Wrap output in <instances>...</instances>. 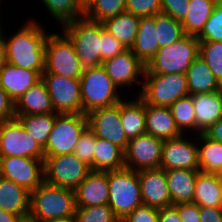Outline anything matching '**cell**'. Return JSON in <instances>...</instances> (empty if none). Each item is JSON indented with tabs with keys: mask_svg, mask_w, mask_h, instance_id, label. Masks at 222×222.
<instances>
[{
	"mask_svg": "<svg viewBox=\"0 0 222 222\" xmlns=\"http://www.w3.org/2000/svg\"><path fill=\"white\" fill-rule=\"evenodd\" d=\"M186 76L189 95L206 94L222 90V85L200 56L190 64Z\"/></svg>",
	"mask_w": 222,
	"mask_h": 222,
	"instance_id": "obj_27",
	"label": "cell"
},
{
	"mask_svg": "<svg viewBox=\"0 0 222 222\" xmlns=\"http://www.w3.org/2000/svg\"><path fill=\"white\" fill-rule=\"evenodd\" d=\"M197 39L199 41L222 42V0L215 3L212 14Z\"/></svg>",
	"mask_w": 222,
	"mask_h": 222,
	"instance_id": "obj_41",
	"label": "cell"
},
{
	"mask_svg": "<svg viewBox=\"0 0 222 222\" xmlns=\"http://www.w3.org/2000/svg\"><path fill=\"white\" fill-rule=\"evenodd\" d=\"M88 128L87 115L57 114L52 131L44 149V156L70 154L84 131Z\"/></svg>",
	"mask_w": 222,
	"mask_h": 222,
	"instance_id": "obj_8",
	"label": "cell"
},
{
	"mask_svg": "<svg viewBox=\"0 0 222 222\" xmlns=\"http://www.w3.org/2000/svg\"><path fill=\"white\" fill-rule=\"evenodd\" d=\"M120 118L128 140L146 133L145 102L139 96L135 101H120Z\"/></svg>",
	"mask_w": 222,
	"mask_h": 222,
	"instance_id": "obj_28",
	"label": "cell"
},
{
	"mask_svg": "<svg viewBox=\"0 0 222 222\" xmlns=\"http://www.w3.org/2000/svg\"><path fill=\"white\" fill-rule=\"evenodd\" d=\"M196 116V131L204 133L213 123L222 118V92L192 95Z\"/></svg>",
	"mask_w": 222,
	"mask_h": 222,
	"instance_id": "obj_23",
	"label": "cell"
},
{
	"mask_svg": "<svg viewBox=\"0 0 222 222\" xmlns=\"http://www.w3.org/2000/svg\"><path fill=\"white\" fill-rule=\"evenodd\" d=\"M198 56L199 40L186 34L171 45L160 48L146 64L144 74H186Z\"/></svg>",
	"mask_w": 222,
	"mask_h": 222,
	"instance_id": "obj_4",
	"label": "cell"
},
{
	"mask_svg": "<svg viewBox=\"0 0 222 222\" xmlns=\"http://www.w3.org/2000/svg\"><path fill=\"white\" fill-rule=\"evenodd\" d=\"M0 208L18 216L30 213V191L0 176Z\"/></svg>",
	"mask_w": 222,
	"mask_h": 222,
	"instance_id": "obj_25",
	"label": "cell"
},
{
	"mask_svg": "<svg viewBox=\"0 0 222 222\" xmlns=\"http://www.w3.org/2000/svg\"><path fill=\"white\" fill-rule=\"evenodd\" d=\"M109 207L121 221L142 205L138 172L122 168L108 171Z\"/></svg>",
	"mask_w": 222,
	"mask_h": 222,
	"instance_id": "obj_5",
	"label": "cell"
},
{
	"mask_svg": "<svg viewBox=\"0 0 222 222\" xmlns=\"http://www.w3.org/2000/svg\"><path fill=\"white\" fill-rule=\"evenodd\" d=\"M141 17L123 12L102 22L104 29L127 49L134 44Z\"/></svg>",
	"mask_w": 222,
	"mask_h": 222,
	"instance_id": "obj_29",
	"label": "cell"
},
{
	"mask_svg": "<svg viewBox=\"0 0 222 222\" xmlns=\"http://www.w3.org/2000/svg\"><path fill=\"white\" fill-rule=\"evenodd\" d=\"M74 222H120L109 205L76 208Z\"/></svg>",
	"mask_w": 222,
	"mask_h": 222,
	"instance_id": "obj_40",
	"label": "cell"
},
{
	"mask_svg": "<svg viewBox=\"0 0 222 222\" xmlns=\"http://www.w3.org/2000/svg\"><path fill=\"white\" fill-rule=\"evenodd\" d=\"M138 178L144 205L157 209L172 205L164 169L156 168L139 171Z\"/></svg>",
	"mask_w": 222,
	"mask_h": 222,
	"instance_id": "obj_18",
	"label": "cell"
},
{
	"mask_svg": "<svg viewBox=\"0 0 222 222\" xmlns=\"http://www.w3.org/2000/svg\"><path fill=\"white\" fill-rule=\"evenodd\" d=\"M82 70L79 58L70 39L64 34H50L45 45V70L43 73H53L73 79H80Z\"/></svg>",
	"mask_w": 222,
	"mask_h": 222,
	"instance_id": "obj_10",
	"label": "cell"
},
{
	"mask_svg": "<svg viewBox=\"0 0 222 222\" xmlns=\"http://www.w3.org/2000/svg\"><path fill=\"white\" fill-rule=\"evenodd\" d=\"M218 0H189V11L181 22L184 32L190 36H198L208 18L211 16Z\"/></svg>",
	"mask_w": 222,
	"mask_h": 222,
	"instance_id": "obj_32",
	"label": "cell"
},
{
	"mask_svg": "<svg viewBox=\"0 0 222 222\" xmlns=\"http://www.w3.org/2000/svg\"><path fill=\"white\" fill-rule=\"evenodd\" d=\"M126 12L139 17H149L161 13L160 0H126Z\"/></svg>",
	"mask_w": 222,
	"mask_h": 222,
	"instance_id": "obj_43",
	"label": "cell"
},
{
	"mask_svg": "<svg viewBox=\"0 0 222 222\" xmlns=\"http://www.w3.org/2000/svg\"><path fill=\"white\" fill-rule=\"evenodd\" d=\"M161 13L172 16L182 22L189 11V0H160Z\"/></svg>",
	"mask_w": 222,
	"mask_h": 222,
	"instance_id": "obj_45",
	"label": "cell"
},
{
	"mask_svg": "<svg viewBox=\"0 0 222 222\" xmlns=\"http://www.w3.org/2000/svg\"><path fill=\"white\" fill-rule=\"evenodd\" d=\"M200 222H222V208L200 207Z\"/></svg>",
	"mask_w": 222,
	"mask_h": 222,
	"instance_id": "obj_49",
	"label": "cell"
},
{
	"mask_svg": "<svg viewBox=\"0 0 222 222\" xmlns=\"http://www.w3.org/2000/svg\"><path fill=\"white\" fill-rule=\"evenodd\" d=\"M153 17L155 18L160 48L171 45L186 35L182 23L175 20L172 16L159 13Z\"/></svg>",
	"mask_w": 222,
	"mask_h": 222,
	"instance_id": "obj_36",
	"label": "cell"
},
{
	"mask_svg": "<svg viewBox=\"0 0 222 222\" xmlns=\"http://www.w3.org/2000/svg\"><path fill=\"white\" fill-rule=\"evenodd\" d=\"M169 108L178 129L182 133L188 128L196 130V116L192 95L177 99Z\"/></svg>",
	"mask_w": 222,
	"mask_h": 222,
	"instance_id": "obj_38",
	"label": "cell"
},
{
	"mask_svg": "<svg viewBox=\"0 0 222 222\" xmlns=\"http://www.w3.org/2000/svg\"><path fill=\"white\" fill-rule=\"evenodd\" d=\"M40 79L41 76L36 71L8 62L0 69V86L14 103Z\"/></svg>",
	"mask_w": 222,
	"mask_h": 222,
	"instance_id": "obj_20",
	"label": "cell"
},
{
	"mask_svg": "<svg viewBox=\"0 0 222 222\" xmlns=\"http://www.w3.org/2000/svg\"><path fill=\"white\" fill-rule=\"evenodd\" d=\"M91 171L74 153L44 156V181L54 186L75 190Z\"/></svg>",
	"mask_w": 222,
	"mask_h": 222,
	"instance_id": "obj_9",
	"label": "cell"
},
{
	"mask_svg": "<svg viewBox=\"0 0 222 222\" xmlns=\"http://www.w3.org/2000/svg\"><path fill=\"white\" fill-rule=\"evenodd\" d=\"M193 202L200 207L222 208V186L216 173L198 172Z\"/></svg>",
	"mask_w": 222,
	"mask_h": 222,
	"instance_id": "obj_30",
	"label": "cell"
},
{
	"mask_svg": "<svg viewBox=\"0 0 222 222\" xmlns=\"http://www.w3.org/2000/svg\"><path fill=\"white\" fill-rule=\"evenodd\" d=\"M39 222H74V221H39Z\"/></svg>",
	"mask_w": 222,
	"mask_h": 222,
	"instance_id": "obj_56",
	"label": "cell"
},
{
	"mask_svg": "<svg viewBox=\"0 0 222 222\" xmlns=\"http://www.w3.org/2000/svg\"><path fill=\"white\" fill-rule=\"evenodd\" d=\"M141 93L138 96L154 106L170 107L177 99L189 95L187 76L176 74H144Z\"/></svg>",
	"mask_w": 222,
	"mask_h": 222,
	"instance_id": "obj_7",
	"label": "cell"
},
{
	"mask_svg": "<svg viewBox=\"0 0 222 222\" xmlns=\"http://www.w3.org/2000/svg\"><path fill=\"white\" fill-rule=\"evenodd\" d=\"M102 66L117 87L132 86L136 80L143 84L137 76H144L146 65L130 49L104 61Z\"/></svg>",
	"mask_w": 222,
	"mask_h": 222,
	"instance_id": "obj_17",
	"label": "cell"
},
{
	"mask_svg": "<svg viewBox=\"0 0 222 222\" xmlns=\"http://www.w3.org/2000/svg\"><path fill=\"white\" fill-rule=\"evenodd\" d=\"M199 56L222 85V42L199 41Z\"/></svg>",
	"mask_w": 222,
	"mask_h": 222,
	"instance_id": "obj_39",
	"label": "cell"
},
{
	"mask_svg": "<svg viewBox=\"0 0 222 222\" xmlns=\"http://www.w3.org/2000/svg\"><path fill=\"white\" fill-rule=\"evenodd\" d=\"M15 117L20 120L27 134L30 135L42 148H44L55 123L56 113Z\"/></svg>",
	"mask_w": 222,
	"mask_h": 222,
	"instance_id": "obj_33",
	"label": "cell"
},
{
	"mask_svg": "<svg viewBox=\"0 0 222 222\" xmlns=\"http://www.w3.org/2000/svg\"><path fill=\"white\" fill-rule=\"evenodd\" d=\"M82 113L116 105L120 94L102 65L82 72L80 77Z\"/></svg>",
	"mask_w": 222,
	"mask_h": 222,
	"instance_id": "obj_6",
	"label": "cell"
},
{
	"mask_svg": "<svg viewBox=\"0 0 222 222\" xmlns=\"http://www.w3.org/2000/svg\"><path fill=\"white\" fill-rule=\"evenodd\" d=\"M162 144L163 140L148 133L129 140L124 151L125 167L136 172L160 168Z\"/></svg>",
	"mask_w": 222,
	"mask_h": 222,
	"instance_id": "obj_15",
	"label": "cell"
},
{
	"mask_svg": "<svg viewBox=\"0 0 222 222\" xmlns=\"http://www.w3.org/2000/svg\"><path fill=\"white\" fill-rule=\"evenodd\" d=\"M74 190L43 182L30 192V214L38 221H74Z\"/></svg>",
	"mask_w": 222,
	"mask_h": 222,
	"instance_id": "obj_2",
	"label": "cell"
},
{
	"mask_svg": "<svg viewBox=\"0 0 222 222\" xmlns=\"http://www.w3.org/2000/svg\"><path fill=\"white\" fill-rule=\"evenodd\" d=\"M95 141L96 136L89 128H87L81 135L73 152L81 161L89 165L92 171Z\"/></svg>",
	"mask_w": 222,
	"mask_h": 222,
	"instance_id": "obj_42",
	"label": "cell"
},
{
	"mask_svg": "<svg viewBox=\"0 0 222 222\" xmlns=\"http://www.w3.org/2000/svg\"><path fill=\"white\" fill-rule=\"evenodd\" d=\"M217 177H218V180H219V183L221 184L222 186V169H220L217 173H216Z\"/></svg>",
	"mask_w": 222,
	"mask_h": 222,
	"instance_id": "obj_55",
	"label": "cell"
},
{
	"mask_svg": "<svg viewBox=\"0 0 222 222\" xmlns=\"http://www.w3.org/2000/svg\"><path fill=\"white\" fill-rule=\"evenodd\" d=\"M159 49L155 18L141 17L137 35L130 50L146 65Z\"/></svg>",
	"mask_w": 222,
	"mask_h": 222,
	"instance_id": "obj_26",
	"label": "cell"
},
{
	"mask_svg": "<svg viewBox=\"0 0 222 222\" xmlns=\"http://www.w3.org/2000/svg\"><path fill=\"white\" fill-rule=\"evenodd\" d=\"M204 134L214 140L222 143V118H220L217 122L213 123Z\"/></svg>",
	"mask_w": 222,
	"mask_h": 222,
	"instance_id": "obj_51",
	"label": "cell"
},
{
	"mask_svg": "<svg viewBox=\"0 0 222 222\" xmlns=\"http://www.w3.org/2000/svg\"><path fill=\"white\" fill-rule=\"evenodd\" d=\"M203 146H198L199 170L205 173H217L222 169V143L208 138L200 133Z\"/></svg>",
	"mask_w": 222,
	"mask_h": 222,
	"instance_id": "obj_34",
	"label": "cell"
},
{
	"mask_svg": "<svg viewBox=\"0 0 222 222\" xmlns=\"http://www.w3.org/2000/svg\"><path fill=\"white\" fill-rule=\"evenodd\" d=\"M124 167V151L109 141L96 137L93 171L118 170Z\"/></svg>",
	"mask_w": 222,
	"mask_h": 222,
	"instance_id": "obj_31",
	"label": "cell"
},
{
	"mask_svg": "<svg viewBox=\"0 0 222 222\" xmlns=\"http://www.w3.org/2000/svg\"><path fill=\"white\" fill-rule=\"evenodd\" d=\"M74 192L76 208L108 205V171H91Z\"/></svg>",
	"mask_w": 222,
	"mask_h": 222,
	"instance_id": "obj_19",
	"label": "cell"
},
{
	"mask_svg": "<svg viewBox=\"0 0 222 222\" xmlns=\"http://www.w3.org/2000/svg\"><path fill=\"white\" fill-rule=\"evenodd\" d=\"M145 118L146 133L158 139L164 141L184 134L178 129L169 107L145 103Z\"/></svg>",
	"mask_w": 222,
	"mask_h": 222,
	"instance_id": "obj_22",
	"label": "cell"
},
{
	"mask_svg": "<svg viewBox=\"0 0 222 222\" xmlns=\"http://www.w3.org/2000/svg\"><path fill=\"white\" fill-rule=\"evenodd\" d=\"M159 209L140 205L120 222H158Z\"/></svg>",
	"mask_w": 222,
	"mask_h": 222,
	"instance_id": "obj_46",
	"label": "cell"
},
{
	"mask_svg": "<svg viewBox=\"0 0 222 222\" xmlns=\"http://www.w3.org/2000/svg\"><path fill=\"white\" fill-rule=\"evenodd\" d=\"M62 26L64 34L74 46L81 70L86 71L101 65L100 29L103 27L102 22L83 15Z\"/></svg>",
	"mask_w": 222,
	"mask_h": 222,
	"instance_id": "obj_3",
	"label": "cell"
},
{
	"mask_svg": "<svg viewBox=\"0 0 222 222\" xmlns=\"http://www.w3.org/2000/svg\"><path fill=\"white\" fill-rule=\"evenodd\" d=\"M33 19L7 40V62L23 69L36 71L40 76L45 70V45L48 35Z\"/></svg>",
	"mask_w": 222,
	"mask_h": 222,
	"instance_id": "obj_1",
	"label": "cell"
},
{
	"mask_svg": "<svg viewBox=\"0 0 222 222\" xmlns=\"http://www.w3.org/2000/svg\"><path fill=\"white\" fill-rule=\"evenodd\" d=\"M100 39H101V65L104 61L115 57L116 55L122 53L127 48L123 44L116 40L110 33H108L104 27L100 29Z\"/></svg>",
	"mask_w": 222,
	"mask_h": 222,
	"instance_id": "obj_44",
	"label": "cell"
},
{
	"mask_svg": "<svg viewBox=\"0 0 222 222\" xmlns=\"http://www.w3.org/2000/svg\"><path fill=\"white\" fill-rule=\"evenodd\" d=\"M15 116L56 113L42 79L30 87L15 103Z\"/></svg>",
	"mask_w": 222,
	"mask_h": 222,
	"instance_id": "obj_21",
	"label": "cell"
},
{
	"mask_svg": "<svg viewBox=\"0 0 222 222\" xmlns=\"http://www.w3.org/2000/svg\"><path fill=\"white\" fill-rule=\"evenodd\" d=\"M0 176L31 192L44 182V159L0 157Z\"/></svg>",
	"mask_w": 222,
	"mask_h": 222,
	"instance_id": "obj_13",
	"label": "cell"
},
{
	"mask_svg": "<svg viewBox=\"0 0 222 222\" xmlns=\"http://www.w3.org/2000/svg\"><path fill=\"white\" fill-rule=\"evenodd\" d=\"M59 24L74 21L85 14L81 0H41Z\"/></svg>",
	"mask_w": 222,
	"mask_h": 222,
	"instance_id": "obj_35",
	"label": "cell"
},
{
	"mask_svg": "<svg viewBox=\"0 0 222 222\" xmlns=\"http://www.w3.org/2000/svg\"><path fill=\"white\" fill-rule=\"evenodd\" d=\"M158 222H182L179 212L174 205L159 209Z\"/></svg>",
	"mask_w": 222,
	"mask_h": 222,
	"instance_id": "obj_50",
	"label": "cell"
},
{
	"mask_svg": "<svg viewBox=\"0 0 222 222\" xmlns=\"http://www.w3.org/2000/svg\"><path fill=\"white\" fill-rule=\"evenodd\" d=\"M15 117L14 102L0 86V122Z\"/></svg>",
	"mask_w": 222,
	"mask_h": 222,
	"instance_id": "obj_48",
	"label": "cell"
},
{
	"mask_svg": "<svg viewBox=\"0 0 222 222\" xmlns=\"http://www.w3.org/2000/svg\"><path fill=\"white\" fill-rule=\"evenodd\" d=\"M41 79L46 84L53 108L57 114L82 113L80 79L53 73H43Z\"/></svg>",
	"mask_w": 222,
	"mask_h": 222,
	"instance_id": "obj_12",
	"label": "cell"
},
{
	"mask_svg": "<svg viewBox=\"0 0 222 222\" xmlns=\"http://www.w3.org/2000/svg\"><path fill=\"white\" fill-rule=\"evenodd\" d=\"M183 137L164 140L160 168L167 170H199L198 146Z\"/></svg>",
	"mask_w": 222,
	"mask_h": 222,
	"instance_id": "obj_16",
	"label": "cell"
},
{
	"mask_svg": "<svg viewBox=\"0 0 222 222\" xmlns=\"http://www.w3.org/2000/svg\"><path fill=\"white\" fill-rule=\"evenodd\" d=\"M87 115L88 128L98 138L109 141L125 151L128 138L120 118V102L116 105L95 109Z\"/></svg>",
	"mask_w": 222,
	"mask_h": 222,
	"instance_id": "obj_14",
	"label": "cell"
},
{
	"mask_svg": "<svg viewBox=\"0 0 222 222\" xmlns=\"http://www.w3.org/2000/svg\"><path fill=\"white\" fill-rule=\"evenodd\" d=\"M17 222H39V221L29 213L25 216H20Z\"/></svg>",
	"mask_w": 222,
	"mask_h": 222,
	"instance_id": "obj_54",
	"label": "cell"
},
{
	"mask_svg": "<svg viewBox=\"0 0 222 222\" xmlns=\"http://www.w3.org/2000/svg\"><path fill=\"white\" fill-rule=\"evenodd\" d=\"M126 11V0H90L85 5V16L103 22Z\"/></svg>",
	"mask_w": 222,
	"mask_h": 222,
	"instance_id": "obj_37",
	"label": "cell"
},
{
	"mask_svg": "<svg viewBox=\"0 0 222 222\" xmlns=\"http://www.w3.org/2000/svg\"><path fill=\"white\" fill-rule=\"evenodd\" d=\"M199 171L187 169L165 171L172 205L193 202L195 183Z\"/></svg>",
	"mask_w": 222,
	"mask_h": 222,
	"instance_id": "obj_24",
	"label": "cell"
},
{
	"mask_svg": "<svg viewBox=\"0 0 222 222\" xmlns=\"http://www.w3.org/2000/svg\"><path fill=\"white\" fill-rule=\"evenodd\" d=\"M7 63L6 46L3 35L0 36V69Z\"/></svg>",
	"mask_w": 222,
	"mask_h": 222,
	"instance_id": "obj_53",
	"label": "cell"
},
{
	"mask_svg": "<svg viewBox=\"0 0 222 222\" xmlns=\"http://www.w3.org/2000/svg\"><path fill=\"white\" fill-rule=\"evenodd\" d=\"M9 156L44 159V149L17 117L0 122V157Z\"/></svg>",
	"mask_w": 222,
	"mask_h": 222,
	"instance_id": "obj_11",
	"label": "cell"
},
{
	"mask_svg": "<svg viewBox=\"0 0 222 222\" xmlns=\"http://www.w3.org/2000/svg\"><path fill=\"white\" fill-rule=\"evenodd\" d=\"M20 216L4 211L0 208V222H17Z\"/></svg>",
	"mask_w": 222,
	"mask_h": 222,
	"instance_id": "obj_52",
	"label": "cell"
},
{
	"mask_svg": "<svg viewBox=\"0 0 222 222\" xmlns=\"http://www.w3.org/2000/svg\"><path fill=\"white\" fill-rule=\"evenodd\" d=\"M84 5H86L90 0H81Z\"/></svg>",
	"mask_w": 222,
	"mask_h": 222,
	"instance_id": "obj_57",
	"label": "cell"
},
{
	"mask_svg": "<svg viewBox=\"0 0 222 222\" xmlns=\"http://www.w3.org/2000/svg\"><path fill=\"white\" fill-rule=\"evenodd\" d=\"M1 30H2V28H1V23H0V36H1L2 33H3Z\"/></svg>",
	"mask_w": 222,
	"mask_h": 222,
	"instance_id": "obj_58",
	"label": "cell"
},
{
	"mask_svg": "<svg viewBox=\"0 0 222 222\" xmlns=\"http://www.w3.org/2000/svg\"><path fill=\"white\" fill-rule=\"evenodd\" d=\"M182 222H200V206L194 202L174 205Z\"/></svg>",
	"mask_w": 222,
	"mask_h": 222,
	"instance_id": "obj_47",
	"label": "cell"
}]
</instances>
